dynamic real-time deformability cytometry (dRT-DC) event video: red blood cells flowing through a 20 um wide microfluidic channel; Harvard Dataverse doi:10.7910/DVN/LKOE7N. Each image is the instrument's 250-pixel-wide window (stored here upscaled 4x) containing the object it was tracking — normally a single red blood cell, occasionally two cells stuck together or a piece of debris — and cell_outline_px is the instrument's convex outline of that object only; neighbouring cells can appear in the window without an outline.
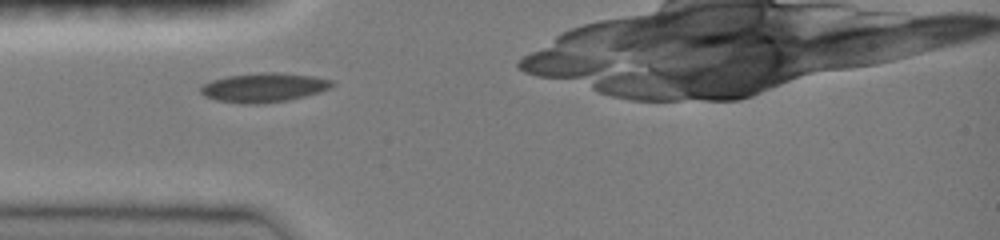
{"species": "common noctule bat (a hibernating species)", "species_latin": "Nyctalus noctula", "temperature_condition": "room temperature", "stored_images_in_passage": 18, "camera_frame_rate_fps": 3000, "um_per_image_px": 0.085, "animal": {"sex": "female", "body_mass_g": 19.0, "forearm_length_mm": 51.5}, "frame": {"image": 1, "passage_image": 5, "time_ms": 1.333, "image_size_px": [1000, 240], "cell_outline_px": [[336, 84], [320, 92], [288, 100], [260, 104], [240, 104], [216, 100], [204, 96], [200, 92], [200, 88], [204, 84], [212, 80], [228, 76], [260, 72], [276, 72], [312, 76], [332, 80]], "centroid_in_image_um": [22.41, 7.44], "position_along_channel_um": 62.6, "area_um2": 22.37}}
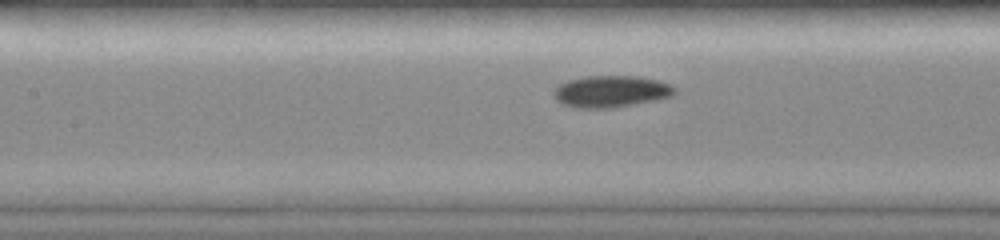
{"frame": {"image": 2, "passage_image": 12, "time_ms": 3.667, "image_size_px": [1000, 240], "cell_outline_px": [[676, 92], [672, 96], [656, 100], [612, 108], [576, 108], [564, 104], [556, 100], [552, 92], [560, 84], [568, 80], [588, 76], [640, 76], [660, 80], [676, 88]], "centroid_in_image_um": [51.95, 7.77], "position_along_channel_um": 155.4, "area_um2": 22.43}}
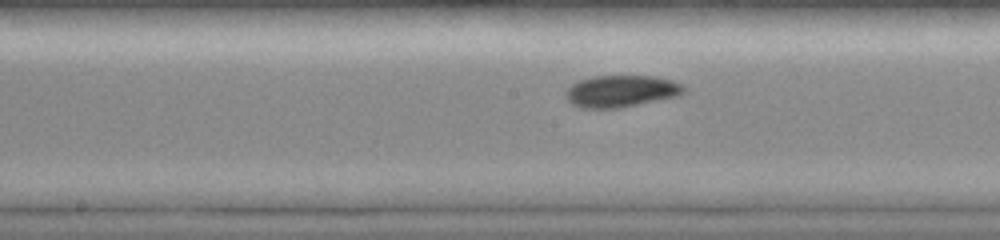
{"frame": {"image": 3, "passage_image": 15, "time_ms": 4.667, "image_size_px": [1000, 240], "cell_outline_px": [[688, 92], [680, 96], [620, 108], [580, 108], [572, 104], [564, 96], [564, 92], [572, 84], [580, 80], [592, 76], [656, 76], [672, 80], [684, 84], [688, 88]], "centroid_in_image_um": [52.86, 7.75], "position_along_channel_um": 195.3, "area_um2": 22.43}}